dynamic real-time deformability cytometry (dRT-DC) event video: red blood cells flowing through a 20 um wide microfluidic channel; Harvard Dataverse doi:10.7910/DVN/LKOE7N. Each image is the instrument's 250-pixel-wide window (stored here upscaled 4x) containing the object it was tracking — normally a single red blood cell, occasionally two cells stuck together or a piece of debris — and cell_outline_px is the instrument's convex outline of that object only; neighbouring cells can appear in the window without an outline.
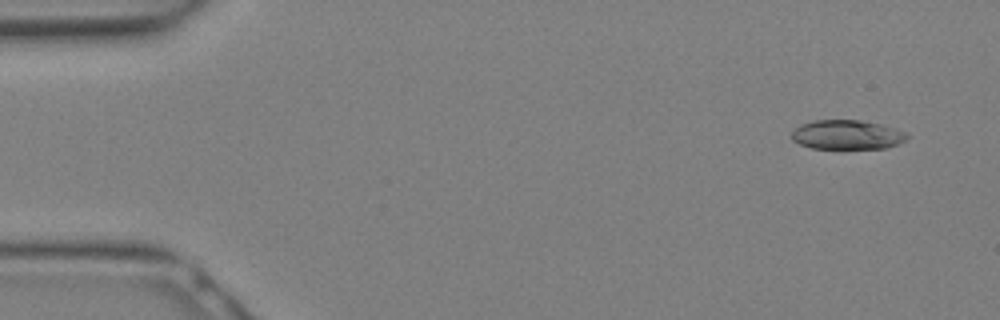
{"species": "Egyptian fruit bat (a non-hibernating species)", "species_latin": "Rousettus aegyptiacus", "temperature_condition": "warm", "stored_images_in_passage": 16, "camera_frame_rate_fps": 3000, "um_per_image_px": 0.085, "animal": {"sex": "female"}, "frame": {"image": 1, "passage_image": 2, "time_ms": 0.333, "image_size_px": [1000, 320], "cell_outline_px": [[908, 136], [904, 140], [896, 144], [884, 148], [812, 148], [800, 144], [792, 140], [788, 136], [796, 128], [804, 124], [816, 120], [860, 120], [880, 124], [904, 132]], "centroid_in_image_um": [71.94, 11.45], "position_along_channel_um": 13.1, "area_um2": 19.36}}
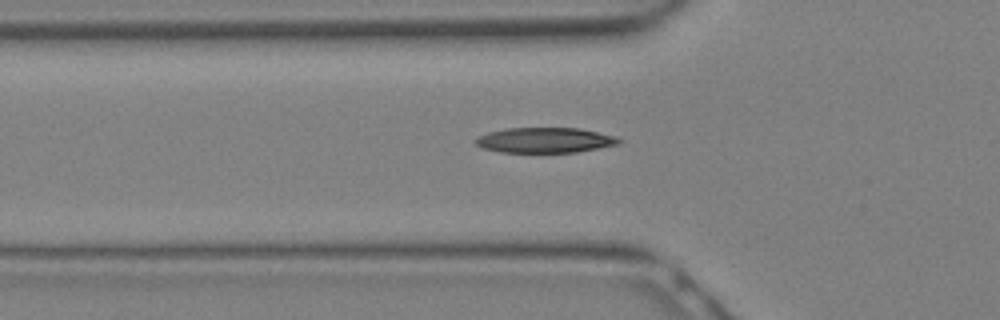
{"frame": {"image": 2, "passage_image": 10, "time_ms": 3.0, "image_size_px": [1000, 320], "cell_outline_px": [[624, 140], [620, 144], [576, 152], [500, 152], [484, 148], [476, 144], [476, 140], [480, 136], [488, 132], [504, 128], [580, 128], [616, 136]], "centroid_in_image_um": [46.38, 11.91], "position_along_channel_um": 79.4, "area_um2": 21.04}}
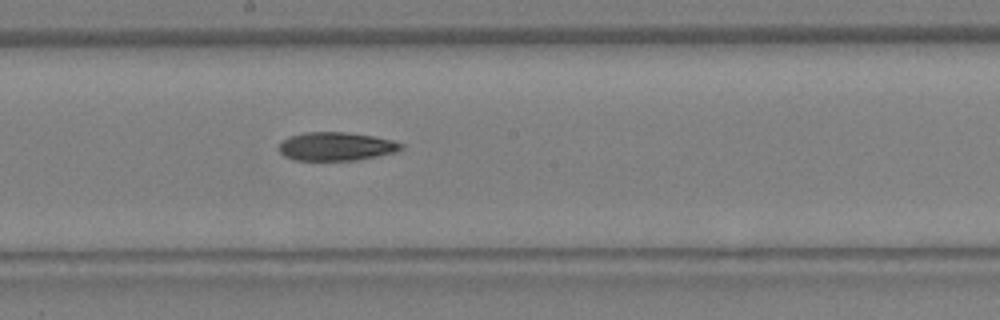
{"frame": {"image": 3, "passage_image": 16, "time_ms": 5.0, "image_size_px": [1000, 320], "cell_outline_px": [[404, 148], [396, 152], [356, 160], [296, 160], [284, 156], [280, 152], [280, 144], [288, 136], [304, 132], [344, 132], [372, 136], [392, 140], [404, 144]], "centroid_in_image_um": [28.58, 12.44], "position_along_channel_um": 219.6, "area_um2": 20.17}}